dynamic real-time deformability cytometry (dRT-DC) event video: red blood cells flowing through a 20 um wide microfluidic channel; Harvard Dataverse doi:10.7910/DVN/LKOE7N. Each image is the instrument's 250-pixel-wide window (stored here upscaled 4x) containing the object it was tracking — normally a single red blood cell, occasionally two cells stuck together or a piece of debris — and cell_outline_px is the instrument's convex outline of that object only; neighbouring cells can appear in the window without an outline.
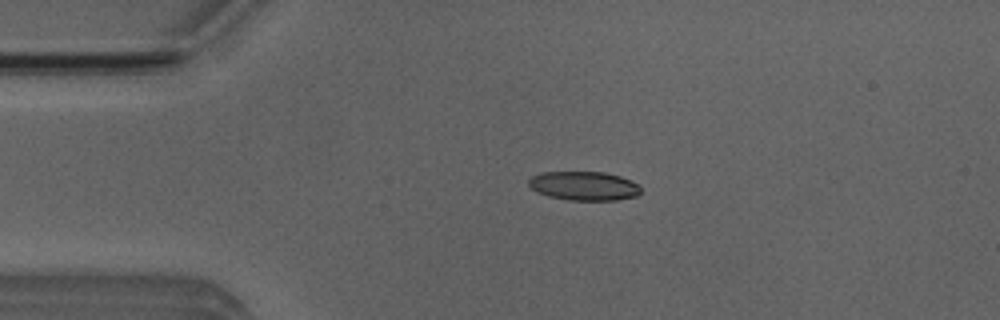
{"species": "Egyptian fruit bat (a non-hibernating species)", "species_latin": "Rousettus aegyptiacus", "temperature_condition": "room temperature", "stored_images_in_passage": 51, "camera_frame_rate_fps": 3000, "um_per_image_px": 0.085, "animal": {"sex": "male"}, "frame": {"image": 1, "passage_image": 11, "time_ms": 3.333, "image_size_px": [1000, 320], "cell_outline_px": [[640, 192], [636, 196], [616, 200], [568, 200], [548, 196], [536, 192], [528, 184], [528, 180], [532, 176], [540, 172], [604, 172], [620, 176], [632, 180], [640, 184]], "centroid_in_image_um": [49.64, 15.8], "position_along_channel_um": 35.4, "area_um2": 19.07}}
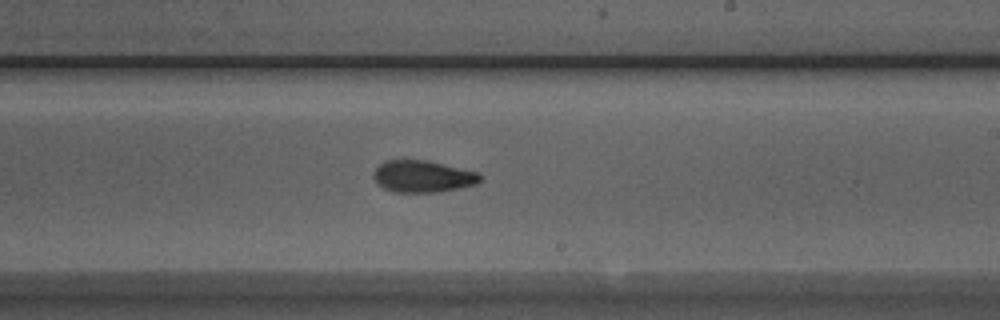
{"frame": {"image": 2, "passage_image": 30, "time_ms": 9.667, "image_size_px": [1000, 320], "cell_outline_px": [[480, 180], [476, 184], [460, 188], [440, 192], [392, 192], [376, 184], [372, 176], [376, 168], [384, 160], [424, 160], [476, 172], [480, 176]], "centroid_in_image_um": [35.87, 15.01], "position_along_channel_um": 253.1, "area_um2": 19.65}}
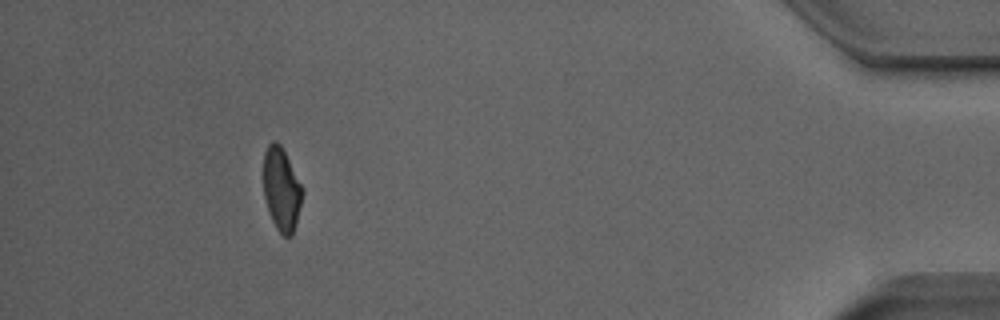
{"frame": {"image": 3, "passage_image": 47, "time_ms": 15.333, "image_size_px": [1000, 320], "cell_outline_px": [[304, 192], [296, 224], [292, 236], [284, 236], [276, 228], [268, 212], [264, 196], [264, 152], [268, 144], [272, 140], [276, 140], [280, 144], [304, 188]], "centroid_in_image_um": [23.94, 16.08], "position_along_channel_um": 411.3, "area_um2": 19.02}, "authors_computed_cell_mechanics": {"area_um2": 19.5942, "velocity_mm_per_s": 3.9672, "shape_relaxation_time_tau1_ms": 6.7278, "shape_relaxation_time_tau2_ms": 2.347, "deformation_change_tau1": 0.1677, "deformation_change_tau2": 0.0852}}